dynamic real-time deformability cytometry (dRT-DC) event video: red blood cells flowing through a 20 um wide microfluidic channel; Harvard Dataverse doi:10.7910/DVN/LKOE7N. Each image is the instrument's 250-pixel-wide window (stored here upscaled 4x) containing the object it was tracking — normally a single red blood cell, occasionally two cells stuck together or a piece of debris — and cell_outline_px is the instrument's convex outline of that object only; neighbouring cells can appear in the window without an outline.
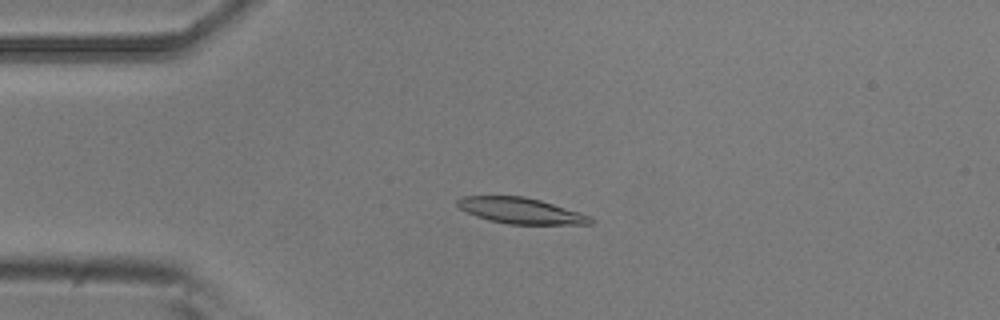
{"species": "common noctule bat (a hibernating species)", "species_latin": "Nyctalus noctula", "temperature_condition": "room temperature", "stored_images_in_passage": 5, "camera_frame_rate_fps": 3000, "um_per_image_px": 0.085, "animal": {"sex": "male", "body_mass_g": 20.5, "forearm_length_mm": 52.5}, "frame": {"image": 1, "passage_image": 4, "time_ms": 1.0, "image_size_px": [1000, 320], "cell_outline_px": [[596, 220], [592, 224], [508, 224], [488, 220], [476, 216], [460, 208], [456, 204], [456, 200], [460, 196], [524, 196], [540, 200], [580, 212], [592, 216]], "centroid_in_image_um": [44.29, 17.91], "position_along_channel_um": 40.7, "area_um2": 20.17}}